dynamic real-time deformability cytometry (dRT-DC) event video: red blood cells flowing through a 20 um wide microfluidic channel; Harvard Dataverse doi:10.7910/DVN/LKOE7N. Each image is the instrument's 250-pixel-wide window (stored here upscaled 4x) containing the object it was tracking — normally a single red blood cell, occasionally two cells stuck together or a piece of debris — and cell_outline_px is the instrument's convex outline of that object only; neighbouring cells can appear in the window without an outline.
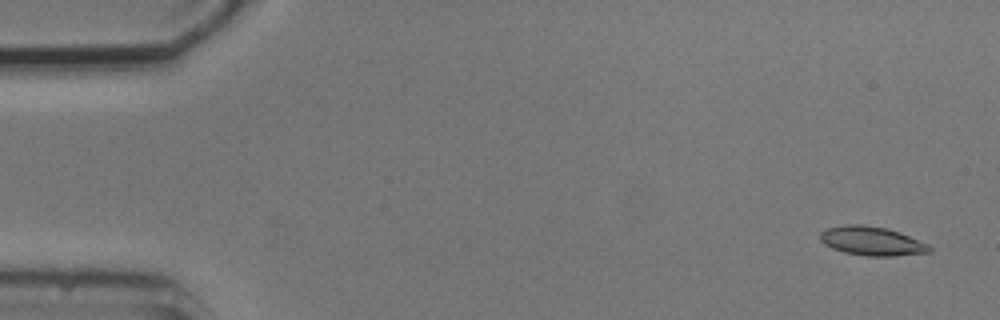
{"species": "common noctule bat (a hibernating species)", "species_latin": "Nyctalus noctula", "temperature_condition": "cold", "stored_images_in_passage": 6, "camera_frame_rate_fps": 3000, "um_per_image_px": 0.085, "animal": {"sex": "male", "body_mass_g": 20.5, "forearm_length_mm": 52.5}, "frame": {"image": 1, "passage_image": 1, "time_ms": 0.0, "image_size_px": [1000, 320], "cell_outline_px": [[932, 252], [892, 256], [864, 256], [844, 252], [832, 248], [824, 244], [820, 240], [820, 232], [824, 228], [848, 224], [860, 224], [884, 228], [900, 232], [928, 244], [932, 248]], "centroid_in_image_um": [74.08, 20.49], "position_along_channel_um": 10.9, "area_um2": 18.5}}
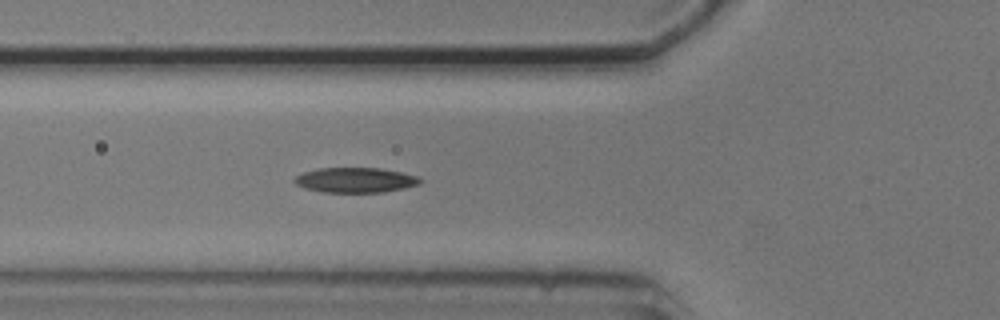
{"frame": {"image": 2, "passage_image": 6, "time_ms": 5.667, "image_size_px": [1000, 320], "cell_outline_px": [[424, 180], [420, 184], [404, 188], [384, 192], [320, 192], [304, 188], [296, 184], [292, 180], [296, 176], [304, 172], [320, 168], [380, 168], [420, 176]], "centroid_in_image_um": [30.23, 15.31], "position_along_channel_um": 95.6, "area_um2": 18.44}}